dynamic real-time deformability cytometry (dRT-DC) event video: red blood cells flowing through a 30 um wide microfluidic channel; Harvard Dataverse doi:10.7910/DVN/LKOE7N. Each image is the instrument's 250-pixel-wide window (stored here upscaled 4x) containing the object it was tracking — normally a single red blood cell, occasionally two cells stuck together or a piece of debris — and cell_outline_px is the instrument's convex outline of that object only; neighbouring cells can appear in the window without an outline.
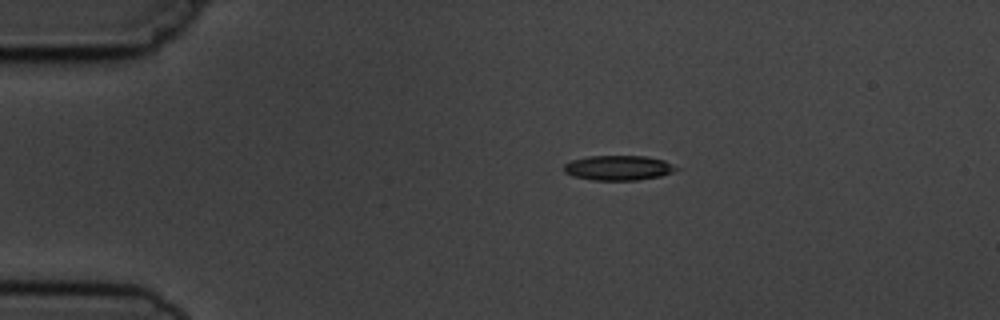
{"species": "common noctule bat (a hibernating species)", "species_latin": "Nyctalus noctula", "temperature_condition": "cold", "stored_images_in_passage": 3, "segment_of_instrument_passage": [1, 2], "camera_frame_rate_fps": 3000, "um_per_image_px": 0.085, "animal": {"sex": "male", "body_mass_g": 19.5, "forearm_length_mm": 54.6}, "frame": {"image": 1, "passage_image": 1, "time_ms": 0.0, "image_size_px": [1000, 320], "cell_outline_px": [[680, 168], [672, 172], [660, 176], [636, 180], [592, 180], [572, 176], [564, 172], [564, 164], [572, 160], [588, 156], [644, 156], [664, 160]], "centroid_in_image_um": [52.55, 14.27], "position_along_channel_um": 32.5, "area_um2": 16.24}}